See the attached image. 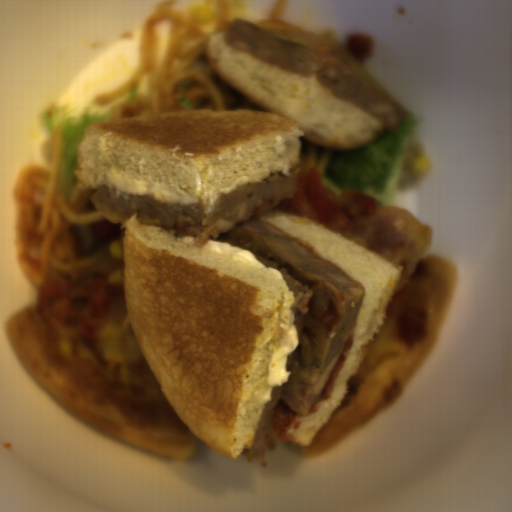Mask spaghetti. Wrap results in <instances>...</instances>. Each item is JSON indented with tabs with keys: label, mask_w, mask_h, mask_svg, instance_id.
I'll use <instances>...</instances> for the list:
<instances>
[{
	"label": "spaghetti",
	"mask_w": 512,
	"mask_h": 512,
	"mask_svg": "<svg viewBox=\"0 0 512 512\" xmlns=\"http://www.w3.org/2000/svg\"><path fill=\"white\" fill-rule=\"evenodd\" d=\"M177 2L162 3L142 23L135 73L114 90L100 93L96 105L115 101L145 80L142 94L116 105L113 121L187 110L268 112L215 71L205 53L212 36L204 24L178 10Z\"/></svg>",
	"instance_id": "2"
},
{
	"label": "spaghetti",
	"mask_w": 512,
	"mask_h": 512,
	"mask_svg": "<svg viewBox=\"0 0 512 512\" xmlns=\"http://www.w3.org/2000/svg\"><path fill=\"white\" fill-rule=\"evenodd\" d=\"M62 128L55 130L49 167H25L13 186L15 257L38 288L50 279L79 281L113 256L114 240H123L124 222L114 224L92 205L97 189L78 181L67 203L60 186Z\"/></svg>",
	"instance_id": "1"
},
{
	"label": "spaghetti",
	"mask_w": 512,
	"mask_h": 512,
	"mask_svg": "<svg viewBox=\"0 0 512 512\" xmlns=\"http://www.w3.org/2000/svg\"><path fill=\"white\" fill-rule=\"evenodd\" d=\"M299 139L302 143L299 163L301 164L300 173H303L307 167H313L323 177L335 149L313 143L303 136H299Z\"/></svg>",
	"instance_id": "4"
},
{
	"label": "spaghetti",
	"mask_w": 512,
	"mask_h": 512,
	"mask_svg": "<svg viewBox=\"0 0 512 512\" xmlns=\"http://www.w3.org/2000/svg\"><path fill=\"white\" fill-rule=\"evenodd\" d=\"M215 8V34L227 31L232 22L227 16L229 5L226 0H214Z\"/></svg>",
	"instance_id": "5"
},
{
	"label": "spaghetti",
	"mask_w": 512,
	"mask_h": 512,
	"mask_svg": "<svg viewBox=\"0 0 512 512\" xmlns=\"http://www.w3.org/2000/svg\"><path fill=\"white\" fill-rule=\"evenodd\" d=\"M287 0L274 2L269 17L250 23L269 32L279 34L304 35L303 28L290 22H286Z\"/></svg>",
	"instance_id": "3"
}]
</instances>
